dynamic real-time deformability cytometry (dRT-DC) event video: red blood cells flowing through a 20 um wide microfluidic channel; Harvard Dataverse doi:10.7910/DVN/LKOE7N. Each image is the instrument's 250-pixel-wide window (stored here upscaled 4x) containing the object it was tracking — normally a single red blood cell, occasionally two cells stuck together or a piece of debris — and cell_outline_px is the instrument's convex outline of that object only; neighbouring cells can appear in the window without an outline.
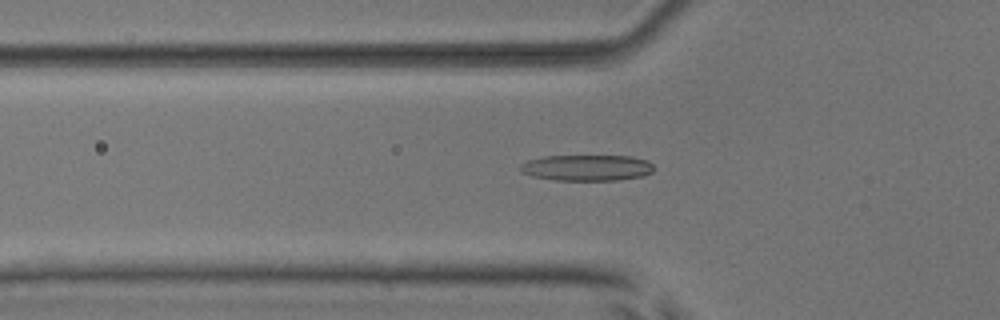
{"species": "common noctule bat (a hibernating species)", "species_latin": "Nyctalus noctula", "temperature_condition": "room temperature", "stored_images_in_passage": 49, "camera_frame_rate_fps": 3000, "um_per_image_px": 0.085, "animal": {"sex": "male", "body_mass_g": 17.9, "forearm_length_mm": 54.2}, "frame": {"image": 1, "passage_image": 18, "time_ms": 5.667, "image_size_px": [1000, 320], "cell_outline_px": [[652, 172], [640, 176], [620, 180], [556, 180], [532, 176], [520, 172], [520, 164], [528, 160], [544, 156], [632, 156], [648, 160], [652, 164]], "centroid_in_image_um": [49.86, 14.25], "position_along_channel_um": 75.9, "area_um2": 20.23}}
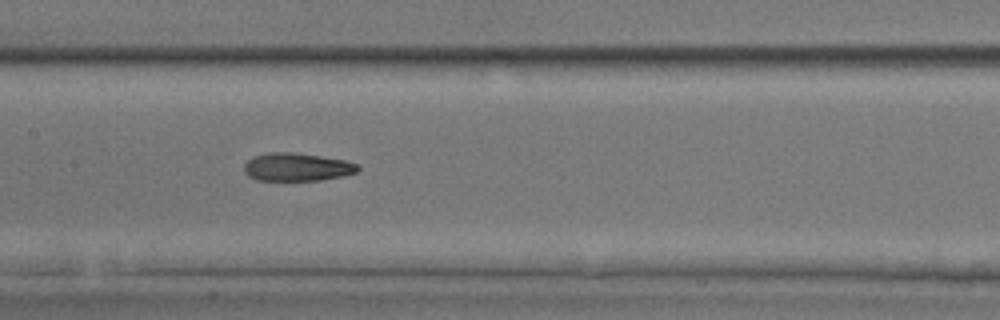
{"frame": {"image": 2, "passage_image": 26, "time_ms": 8.333, "image_size_px": [1000, 320], "cell_outline_px": [[360, 168], [356, 172], [344, 176], [320, 180], [256, 180], [248, 176], [244, 172], [244, 164], [252, 156], [268, 152], [292, 152], [320, 156], [344, 160], [356, 164]], "centroid_in_image_um": [25.2, 14.19], "position_along_channel_um": 182.2, "area_um2": 18.61}}
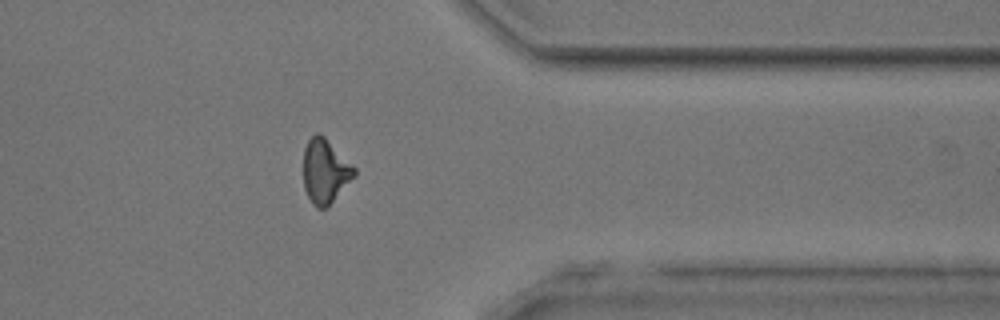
{"frame": {"image": 3, "passage_image": 42, "time_ms": 13.667, "image_size_px": [1000, 320], "cell_outline_px": [[356, 176], [324, 208], [316, 208], [312, 204], [304, 188], [304, 148], [308, 140], [316, 132], [320, 132], [356, 168]], "centroid_in_image_um": [27.63, 14.52], "position_along_channel_um": 383.8, "area_um2": 18.84}}